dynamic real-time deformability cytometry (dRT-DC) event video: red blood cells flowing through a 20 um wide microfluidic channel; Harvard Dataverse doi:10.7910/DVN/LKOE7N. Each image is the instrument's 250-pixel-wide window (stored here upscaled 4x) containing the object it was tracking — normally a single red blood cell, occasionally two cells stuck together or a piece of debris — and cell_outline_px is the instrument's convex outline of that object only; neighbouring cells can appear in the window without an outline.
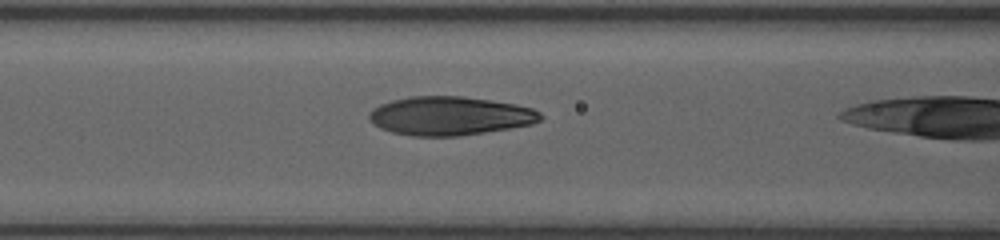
{"species": "human", "species_latin": "Homo sapiens", "temperature_condition": "room temperature", "stored_images_in_passage": 4, "camera_frame_rate_fps": 3000, "um_per_image_px": 0.085, "donor": {"sex": "female"}, "frame": {"image": 1, "passage_image": 3, "time_ms": 0.667, "image_size_px": [1000, 240], "cell_outline_px": [[544, 116], [540, 120], [532, 124], [484, 132], [456, 136], [412, 136], [392, 132], [380, 128], [368, 116], [372, 108], [380, 104], [392, 100], [412, 96], [464, 96], [492, 100], [516, 104], [532, 108], [540, 112]], "centroid_in_image_um": [38.25, 9.84], "position_along_channel_um": 128.3, "area_um2": 38.55}}